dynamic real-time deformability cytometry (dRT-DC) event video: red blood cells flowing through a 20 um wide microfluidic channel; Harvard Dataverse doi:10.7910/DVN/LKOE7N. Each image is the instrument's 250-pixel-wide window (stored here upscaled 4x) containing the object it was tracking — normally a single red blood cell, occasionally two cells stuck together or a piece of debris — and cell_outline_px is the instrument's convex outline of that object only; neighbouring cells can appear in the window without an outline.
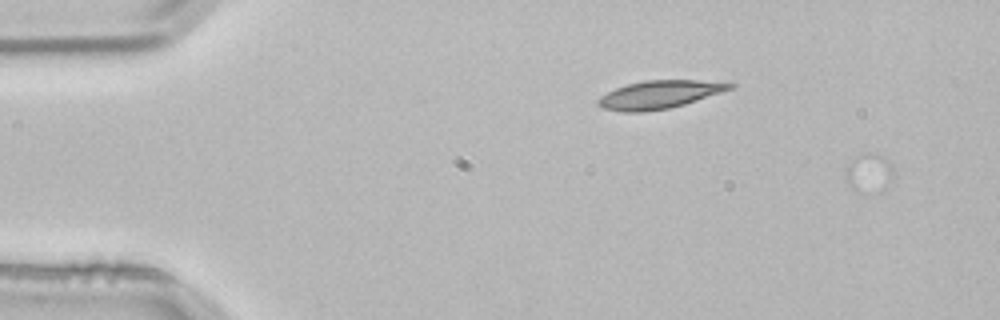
{"species": "common noctule bat (a hibernating species)", "species_latin": "Nyctalus noctula", "temperature_condition": "room temperature", "stored_images_in_passage": 2, "camera_frame_rate_fps": 3000, "um_per_image_px": 0.085, "animal": {"sex": "male", "body_mass_g": 21.5, "forearm_length_mm": 52.0}, "frame": {"image": 1, "passage_image": 1, "time_ms": 0.0, "image_size_px": [1000, 320], "cell_outline_px": [[892, 180], [884, 188], [860, 192], [852, 188], [844, 180], [844, 168], [856, 156], [868, 152], [880, 156], [892, 168]], "centroid_in_image_um": [73.77, 14.69], "position_along_channel_um": 11.2, "area_um2": 10.4}}